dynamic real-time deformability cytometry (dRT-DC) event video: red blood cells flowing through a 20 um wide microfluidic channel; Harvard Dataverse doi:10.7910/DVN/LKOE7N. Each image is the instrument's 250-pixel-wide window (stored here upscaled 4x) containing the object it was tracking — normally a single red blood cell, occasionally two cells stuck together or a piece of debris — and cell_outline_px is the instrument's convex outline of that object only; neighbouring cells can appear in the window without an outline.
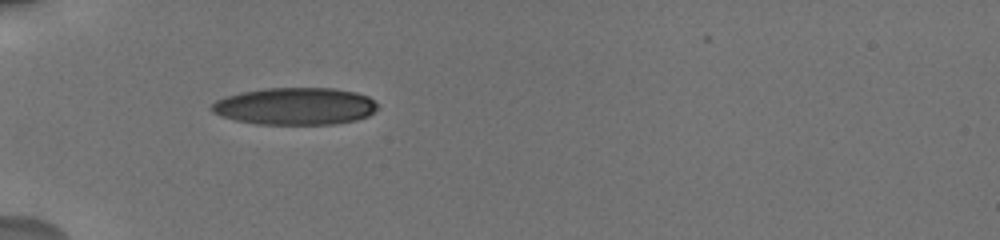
{"species": "human", "species_latin": "Homo sapiens", "temperature_condition": "cold", "stored_images_in_passage": 2, "camera_frame_rate_fps": 3000, "um_per_image_px": 0.085, "donor": {"sex": "male"}, "frame": {"image": 1, "passage_image": 1, "time_ms": 0.0, "image_size_px": [1000, 240], "cell_outline_px": [[376, 108], [368, 116], [356, 120], [332, 124], [256, 124], [236, 120], [220, 116], [212, 112], [208, 108], [216, 100], [240, 92], [264, 88], [332, 88], [356, 92], [368, 96], [376, 104]], "centroid_in_image_um": [25.04, 9.03], "position_along_channel_um": 60.0, "area_um2": 35.95}}